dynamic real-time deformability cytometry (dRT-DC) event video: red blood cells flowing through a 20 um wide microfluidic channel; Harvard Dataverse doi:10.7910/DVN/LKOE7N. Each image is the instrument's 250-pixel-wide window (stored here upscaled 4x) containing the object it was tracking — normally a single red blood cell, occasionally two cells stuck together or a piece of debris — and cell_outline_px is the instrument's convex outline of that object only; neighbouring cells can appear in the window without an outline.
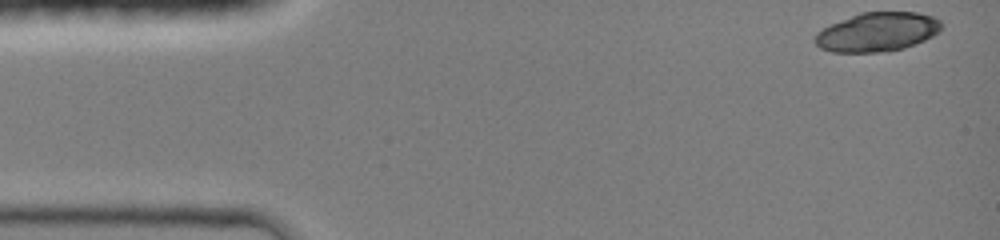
{"species": "common noctule bat (a hibernating species)", "species_latin": "Nyctalus noctula", "temperature_condition": "room temperature", "stored_images_in_passage": 55, "camera_frame_rate_fps": 3000, "um_per_image_px": 0.085, "animal": {"sex": "female", "body_mass_g": 19.0, "forearm_length_mm": 51.5}, "frame": {"image": 1, "passage_image": 1, "time_ms": 0.0, "image_size_px": [1000, 240], "cell_outline_px": [[940, 32], [924, 40], [904, 48], [888, 52], [832, 52], [820, 48], [812, 40], [816, 32], [832, 24], [860, 12], [916, 12], [932, 16], [940, 20]], "centroid_in_image_um": [74.55, 2.73], "position_along_channel_um": 10.4, "area_um2": 28.78}}